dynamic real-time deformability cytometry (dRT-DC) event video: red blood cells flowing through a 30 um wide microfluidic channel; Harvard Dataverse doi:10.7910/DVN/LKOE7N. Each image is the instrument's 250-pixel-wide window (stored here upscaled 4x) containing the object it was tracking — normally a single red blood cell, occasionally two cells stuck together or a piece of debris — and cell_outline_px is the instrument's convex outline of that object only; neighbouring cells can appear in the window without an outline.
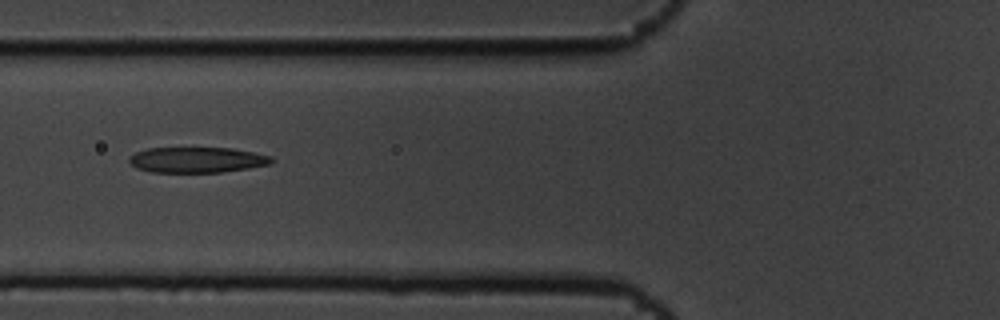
{"species": "common noctule bat (a hibernating species)", "species_latin": "Nyctalus noctula", "temperature_condition": "cold", "stored_images_in_passage": 7, "camera_frame_rate_fps": 3000, "um_per_image_px": 0.085, "animal": {"sex": "male", "body_mass_g": 19.5, "forearm_length_mm": 54.6}, "frame": {"image": 1, "passage_image": 2, "time_ms": 0.333, "image_size_px": [1000, 320], "cell_outline_px": [[276, 160], [272, 164], [248, 168], [220, 172], [152, 172], [136, 168], [128, 160], [128, 156], [136, 152], [148, 148], [232, 148], [272, 156]], "centroid_in_image_um": [16.76, 13.58], "position_along_channel_um": 109.0, "area_um2": 21.27}}
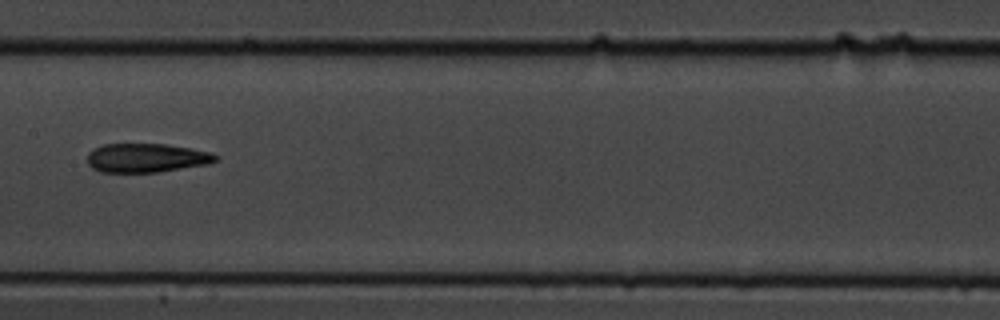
{"frame": {"image": 2, "passage_image": 4, "time_ms": 1.0, "image_size_px": [1000, 320], "cell_outline_px": [[220, 160], [208, 164], [156, 172], [100, 172], [92, 168], [88, 164], [88, 152], [92, 148], [104, 144], [164, 144], [192, 148], [212, 152], [220, 156]], "centroid_in_image_um": [12.47, 13.41], "position_along_channel_um": 194.9, "area_um2": 21.85}}
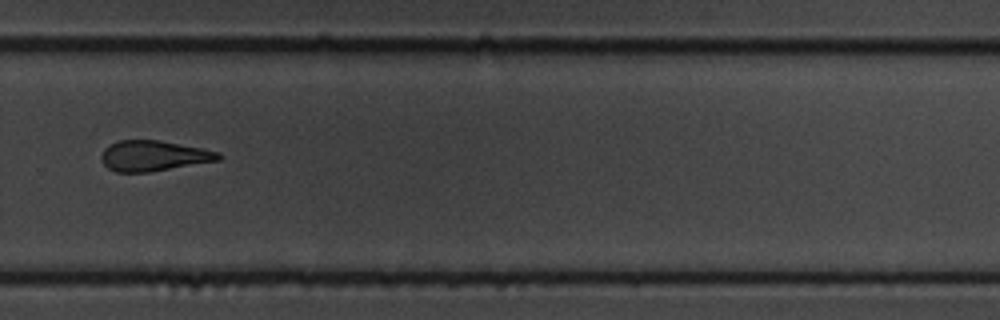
{"frame": {"image": 3, "passage_image": 7, "time_ms": 2.0, "image_size_px": [1000, 320], "cell_outline_px": [[224, 156], [220, 160], [152, 172], [116, 172], [108, 168], [104, 164], [100, 156], [104, 148], [108, 144], [120, 140], [156, 140], [204, 148], [220, 152]], "centroid_in_image_um": [13.08, 13.25], "position_along_channel_um": 316.7, "area_um2": 21.04}}